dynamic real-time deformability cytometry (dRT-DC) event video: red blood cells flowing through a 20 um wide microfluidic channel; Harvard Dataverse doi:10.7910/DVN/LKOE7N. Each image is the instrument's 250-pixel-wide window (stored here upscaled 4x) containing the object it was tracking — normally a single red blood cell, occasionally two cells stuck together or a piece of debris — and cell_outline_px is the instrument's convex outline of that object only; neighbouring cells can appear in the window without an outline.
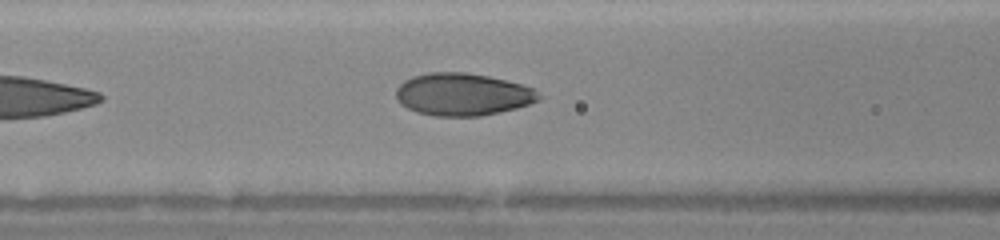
{"species": "human", "species_latin": "Homo sapiens", "temperature_condition": "warm", "stored_images_in_passage": 16, "camera_frame_rate_fps": 3000, "um_per_image_px": 0.085, "donor": {"sex": "female"}, "frame": {"image": 1, "passage_image": 7, "time_ms": 2.0, "image_size_px": [1000, 240], "cell_outline_px": [[540, 100], [516, 108], [500, 112], [480, 116], [436, 116], [416, 112], [408, 108], [396, 96], [396, 88], [404, 80], [412, 76], [428, 72], [464, 72], [488, 76], [520, 84], [532, 88], [540, 96]], "centroid_in_image_um": [39.31, 8.02], "position_along_channel_um": 127.3, "area_um2": 35.03}}